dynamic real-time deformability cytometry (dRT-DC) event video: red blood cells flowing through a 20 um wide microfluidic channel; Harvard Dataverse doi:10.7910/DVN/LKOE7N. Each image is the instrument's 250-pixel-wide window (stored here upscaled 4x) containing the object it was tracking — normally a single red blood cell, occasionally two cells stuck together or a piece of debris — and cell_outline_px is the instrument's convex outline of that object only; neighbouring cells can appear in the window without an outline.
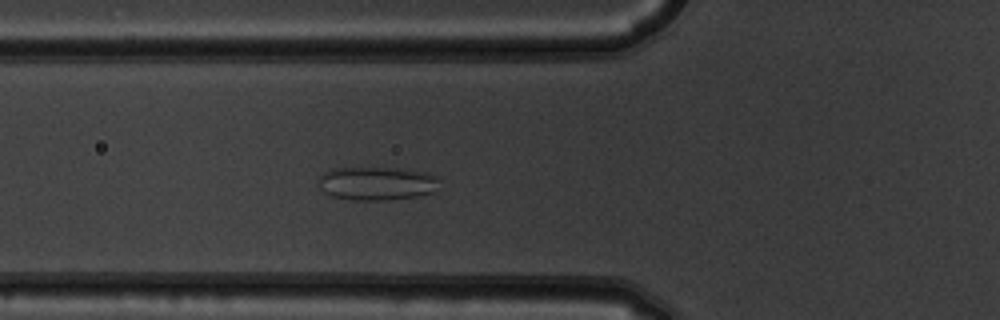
{"species": "common noctule bat (a hibernating species)", "species_latin": "Nyctalus noctula", "temperature_condition": "warm", "stored_images_in_passage": 6, "camera_frame_rate_fps": 3000, "um_per_image_px": 0.085, "animal": {"sex": "male", "body_mass_g": 19.5, "forearm_length_mm": 54.6}, "frame": {"image": 1, "passage_image": 6, "time_ms": 1.667, "image_size_px": [1000, 320], "cell_outline_px": [[440, 180], [436, 192], [420, 196], [388, 200], [352, 200], [332, 196], [324, 192], [320, 188], [320, 176], [324, 172], [332, 168], [408, 168], [428, 172], [440, 176]], "centroid_in_image_um": [32.13, 15.58], "position_along_channel_um": 93.7, "area_um2": 24.16}}